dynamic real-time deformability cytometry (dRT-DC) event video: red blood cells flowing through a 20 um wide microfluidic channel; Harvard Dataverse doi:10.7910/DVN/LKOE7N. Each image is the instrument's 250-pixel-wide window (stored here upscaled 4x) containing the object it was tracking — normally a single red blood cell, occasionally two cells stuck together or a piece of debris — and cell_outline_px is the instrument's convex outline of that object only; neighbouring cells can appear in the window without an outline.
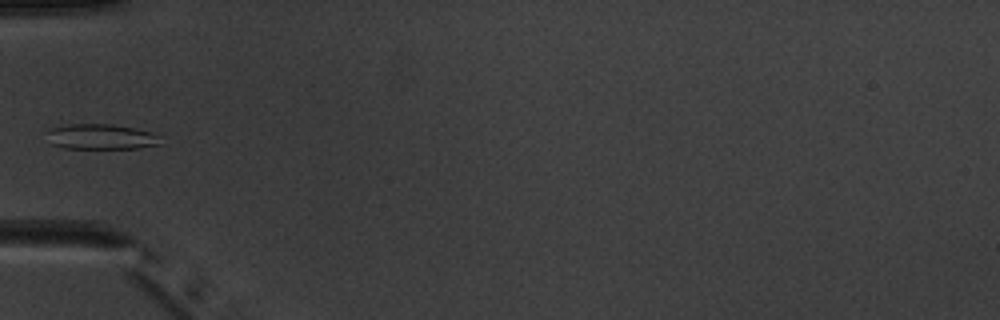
{"species": "common noctule bat (a hibernating species)", "species_latin": "Nyctalus noctula", "temperature_condition": "warm", "stored_images_in_passage": 6, "camera_frame_rate_fps": 3000, "um_per_image_px": 0.085, "animal": {"sex": "male", "body_mass_g": 20.1, "forearm_length_mm": 53.5}, "frame": {"image": 1, "passage_image": 6, "time_ms": 5.667, "image_size_px": [1000, 320], "cell_outline_px": [[164, 144], [136, 148], [64, 148], [52, 144], [44, 132], [52, 128], [72, 124], [112, 124], [152, 132], [160, 136]], "centroid_in_image_um": [8.62, 11.63], "position_along_channel_um": 76.4, "area_um2": 16.82}}